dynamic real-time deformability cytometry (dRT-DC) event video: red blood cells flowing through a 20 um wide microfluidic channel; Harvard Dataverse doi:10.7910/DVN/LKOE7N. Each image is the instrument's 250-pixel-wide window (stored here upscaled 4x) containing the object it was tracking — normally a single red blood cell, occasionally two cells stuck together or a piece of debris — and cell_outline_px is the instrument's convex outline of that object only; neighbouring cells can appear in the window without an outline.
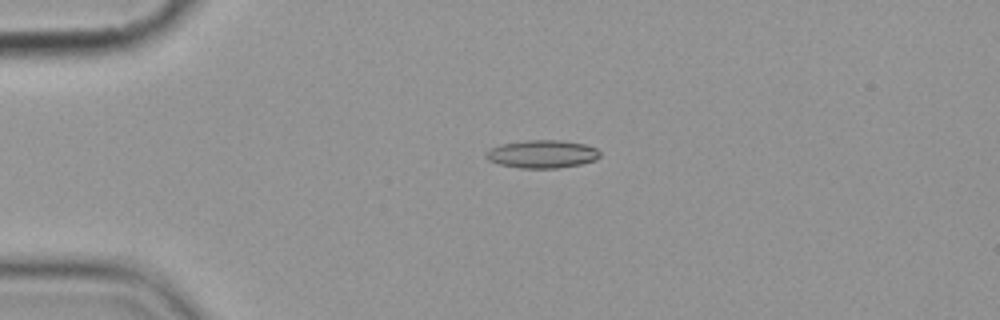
{"species": "common noctule bat (a hibernating species)", "species_latin": "Nyctalus noctula", "temperature_condition": "cold", "stored_images_in_passage": 5, "camera_frame_rate_fps": 3000, "um_per_image_px": 0.085, "animal": {"sex": "female", "body_mass_g": 19.9}, "frame": {"image": 1, "passage_image": 4, "time_ms": 4.333, "image_size_px": [1000, 320], "cell_outline_px": [[600, 156], [596, 160], [580, 164], [560, 168], [520, 168], [500, 164], [488, 160], [484, 156], [488, 148], [500, 144], [524, 140], [560, 140], [584, 144], [596, 148], [600, 152]], "centroid_in_image_um": [46.06, 13.09], "position_along_channel_um": 38.9, "area_um2": 18.73}}